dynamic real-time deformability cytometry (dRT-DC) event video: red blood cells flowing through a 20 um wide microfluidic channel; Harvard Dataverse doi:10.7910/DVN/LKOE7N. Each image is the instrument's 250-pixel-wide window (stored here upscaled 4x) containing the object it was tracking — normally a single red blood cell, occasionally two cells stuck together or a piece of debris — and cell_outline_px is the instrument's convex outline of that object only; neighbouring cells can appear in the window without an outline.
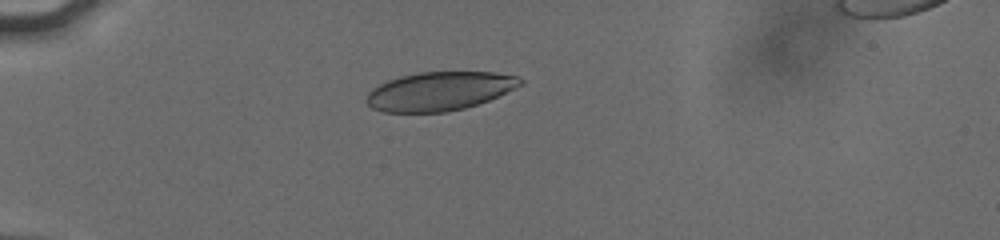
{"species": "human", "species_latin": "Homo sapiens", "temperature_condition": "cold", "stored_images_in_passage": 40, "camera_frame_rate_fps": 3000, "um_per_image_px": 0.085, "donor": {"sex": "male"}, "frame": {"image": 1, "passage_image": 1, "time_ms": 0.0, "image_size_px": [1000, 240], "cell_outline_px": [[524, 84], [516, 88], [488, 100], [464, 108], [444, 112], [384, 112], [372, 108], [364, 100], [368, 92], [372, 88], [388, 80], [400, 76], [420, 72], [492, 72], [516, 76], [524, 80]], "centroid_in_image_um": [37.34, 7.75], "position_along_channel_um": 47.7, "area_um2": 34.68}}
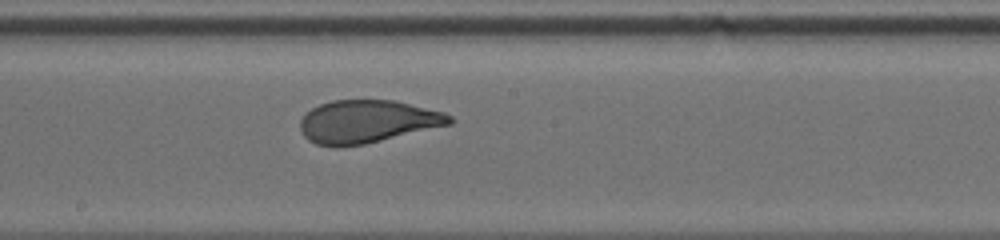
{"frame": {"image": 2, "passage_image": 19, "time_ms": 5.333, "image_size_px": [1000, 240], "cell_outline_px": [[452, 124], [364, 144], [316, 144], [308, 140], [304, 136], [300, 128], [300, 120], [312, 108], [320, 104], [332, 100], [396, 100], [444, 112], [452, 116]], "centroid_in_image_um": [31.26, 10.3], "position_along_channel_um": 216.9, "area_um2": 36.7}}
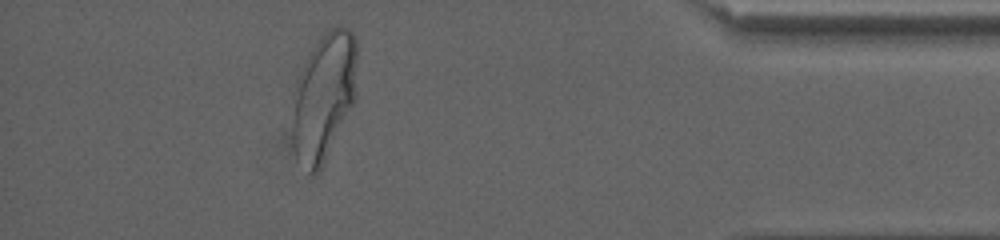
{"frame": {"image": 3, "passage_image": 37, "time_ms": 11.333, "image_size_px": [1000, 240], "cell_outline_px": [[356, 100], [320, 168], [316, 172], [308, 172], [296, 156], [292, 140], [292, 116], [296, 80], [312, 48], [324, 32], [332, 28], [348, 28], [352, 32], [356, 40]], "centroid_in_image_um": [27.53, 8.18], "position_along_channel_um": 407.7, "area_um2": 47.63}, "authors_computed_cell_mechanics": {"area_um2": 37.9168, "velocity_mm_per_s": 3.7963, "shape_relaxation_time_tau1_ms": 4.6755, "shape_relaxation_time_tau2_ms": null, "deformation_change_tau1": 0.1777, "deformation_change_tau2": null}}